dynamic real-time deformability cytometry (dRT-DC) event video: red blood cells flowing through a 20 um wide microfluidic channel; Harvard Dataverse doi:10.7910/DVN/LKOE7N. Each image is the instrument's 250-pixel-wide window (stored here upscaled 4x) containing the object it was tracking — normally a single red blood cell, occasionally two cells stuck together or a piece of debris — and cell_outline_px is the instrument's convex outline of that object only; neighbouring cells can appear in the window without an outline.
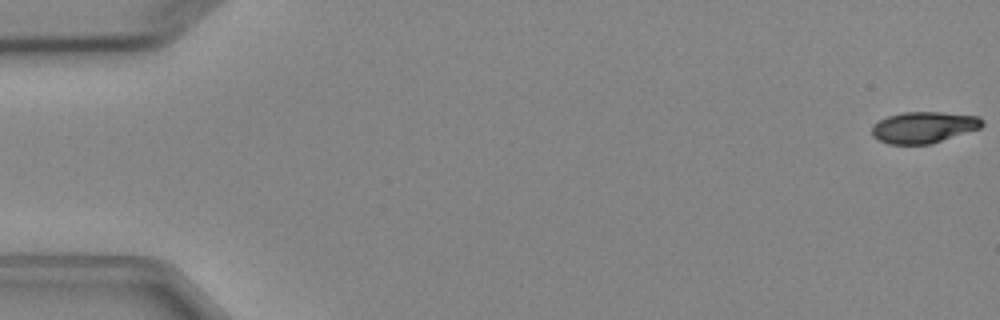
{"species": "Egyptian fruit bat (a non-hibernating species)", "species_latin": "Rousettus aegyptiacus", "temperature_condition": "cold", "stored_images_in_passage": 5, "camera_frame_rate_fps": 3000, "um_per_image_px": 0.085, "animal": {"sex": "female"}, "frame": {"image": 1, "passage_image": 1, "time_ms": 0.0, "image_size_px": [1000, 320], "cell_outline_px": [[984, 124], [980, 128], [932, 144], [888, 144], [876, 140], [872, 136], [872, 124], [888, 116], [904, 112], [940, 112], [980, 116], [984, 120]], "centroid_in_image_um": [78.51, 10.83], "position_along_channel_um": 6.5, "area_um2": 20.35}}
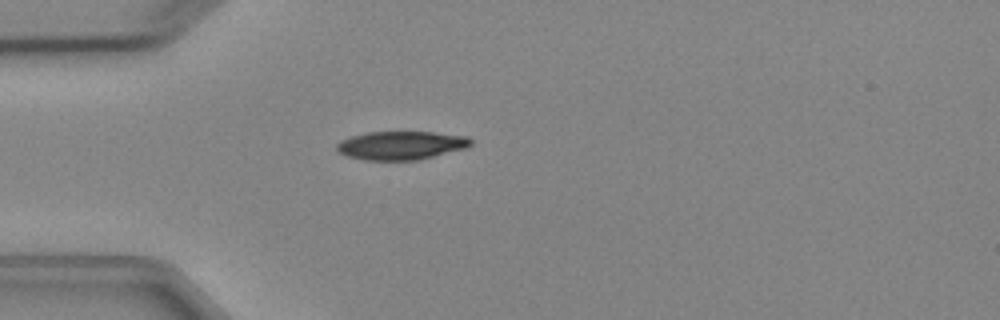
{"frame": {"image": 2, "passage_image": 5, "time_ms": 4.667, "image_size_px": [1000, 320], "cell_outline_px": [[472, 144], [464, 148], [416, 160], [364, 160], [348, 156], [340, 152], [336, 148], [336, 144], [340, 140], [352, 136], [368, 132], [432, 132], [468, 136], [472, 140]], "centroid_in_image_um": [34.07, 12.35], "position_along_channel_um": 50.9, "area_um2": 22.02}}